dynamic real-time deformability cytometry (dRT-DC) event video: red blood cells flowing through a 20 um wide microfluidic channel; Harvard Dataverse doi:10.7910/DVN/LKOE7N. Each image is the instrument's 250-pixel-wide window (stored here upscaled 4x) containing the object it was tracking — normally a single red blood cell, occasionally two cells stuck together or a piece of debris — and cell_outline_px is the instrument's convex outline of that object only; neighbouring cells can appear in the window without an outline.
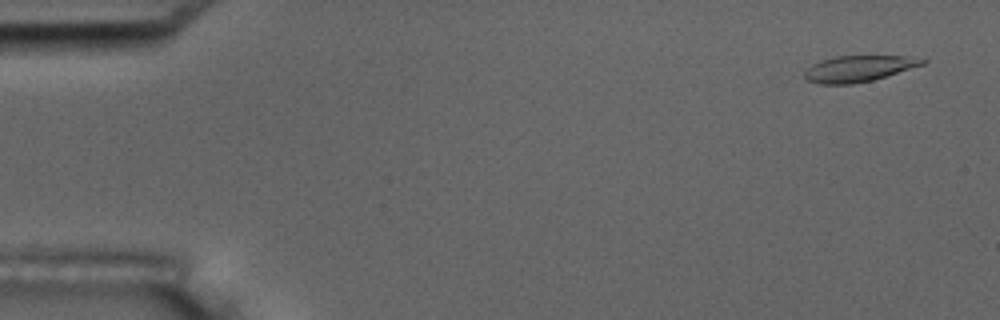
{"species": "common noctule bat (a hibernating species)", "species_latin": "Nyctalus noctula", "temperature_condition": "room temperature", "stored_images_in_passage": 4, "camera_frame_rate_fps": 3000, "um_per_image_px": 0.085, "animal": {"sex": "male", "body_mass_g": 17.5, "forearm_length_mm": 52.3}, "frame": {"image": 1, "passage_image": 1, "time_ms": 0.0, "image_size_px": [1000, 320], "cell_outline_px": [[928, 60], [924, 64], [872, 80], [852, 84], [820, 84], [808, 80], [804, 76], [804, 72], [812, 64], [820, 60], [836, 56], [924, 56]], "centroid_in_image_um": [73.02, 5.81], "position_along_channel_um": 12.0, "area_um2": 17.98}}
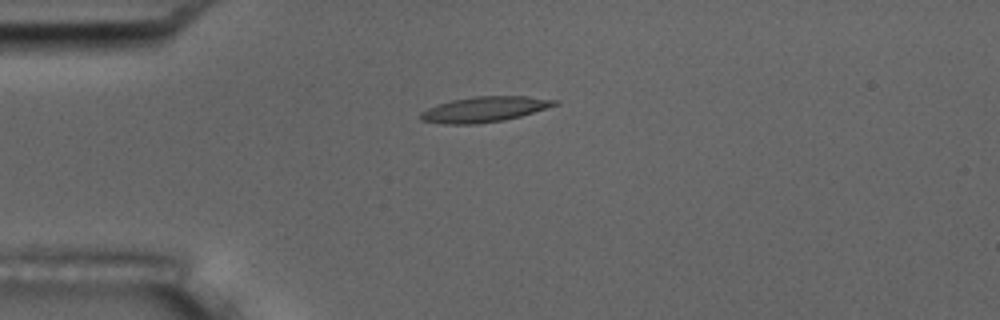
{"frame": {"image": 2, "passage_image": 4, "time_ms": 3.667, "image_size_px": [1000, 320], "cell_outline_px": [[560, 104], [520, 116], [504, 120], [476, 124], [444, 124], [420, 120], [420, 112], [436, 104], [452, 100], [472, 96], [528, 96], [560, 100]], "centroid_in_image_um": [41.19, 9.28], "position_along_channel_um": 43.8, "area_um2": 20.0}}